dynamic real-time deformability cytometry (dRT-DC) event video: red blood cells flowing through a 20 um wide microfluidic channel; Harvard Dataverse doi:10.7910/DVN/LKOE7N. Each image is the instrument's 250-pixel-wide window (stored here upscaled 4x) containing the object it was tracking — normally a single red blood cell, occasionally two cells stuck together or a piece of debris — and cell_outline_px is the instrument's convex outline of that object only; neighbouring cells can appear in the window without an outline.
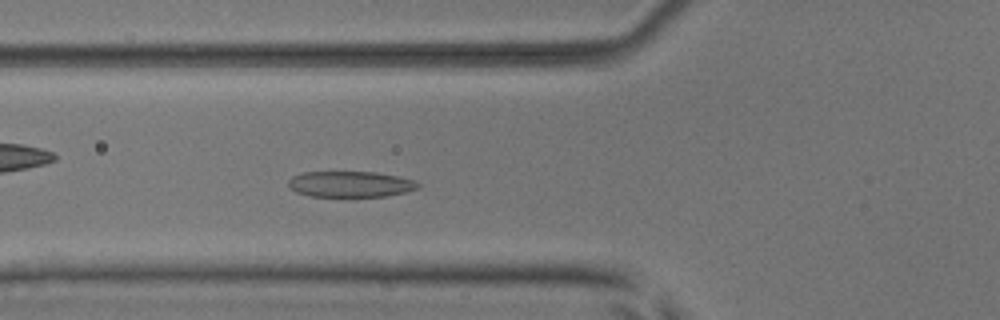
{"species": "common noctule bat (a hibernating species)", "species_latin": "Nyctalus noctula", "temperature_condition": "room temperature", "stored_images_in_passage": 52, "camera_frame_rate_fps": 3000, "um_per_image_px": 0.085, "animal": {"sex": "male", "body_mass_g": 17.9, "forearm_length_mm": 54.2}, "frame": {"image": 1, "passage_image": 18, "time_ms": 5.667, "image_size_px": [1000, 320], "cell_outline_px": [[420, 188], [404, 192], [384, 196], [308, 196], [296, 192], [288, 188], [288, 180], [292, 176], [304, 172], [376, 172], [416, 180], [420, 184]], "centroid_in_image_um": [29.76, 15.65], "position_along_channel_um": 96.0, "area_um2": 19.59}}
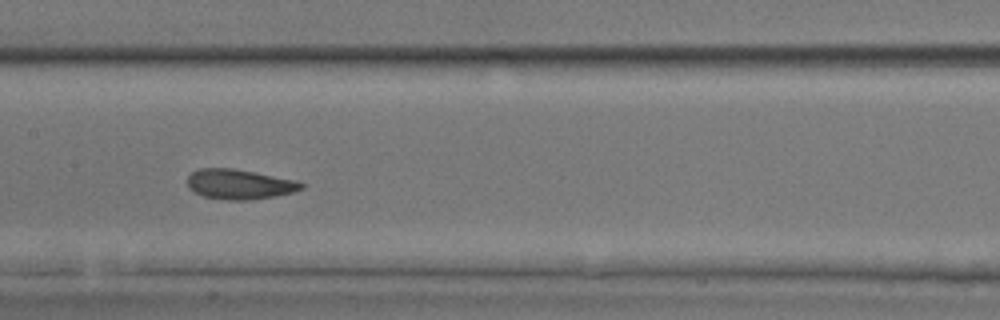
{"frame": {"image": 2, "passage_image": 25, "time_ms": 8.0, "image_size_px": [1000, 320], "cell_outline_px": [[304, 188], [292, 192], [252, 200], [228, 200], [204, 196], [192, 192], [188, 188], [188, 176], [192, 172], [200, 168], [232, 168], [256, 172], [296, 180], [304, 184]], "centroid_in_image_um": [20.33, 15.65], "position_along_channel_um": 187.1, "area_um2": 19.88}}
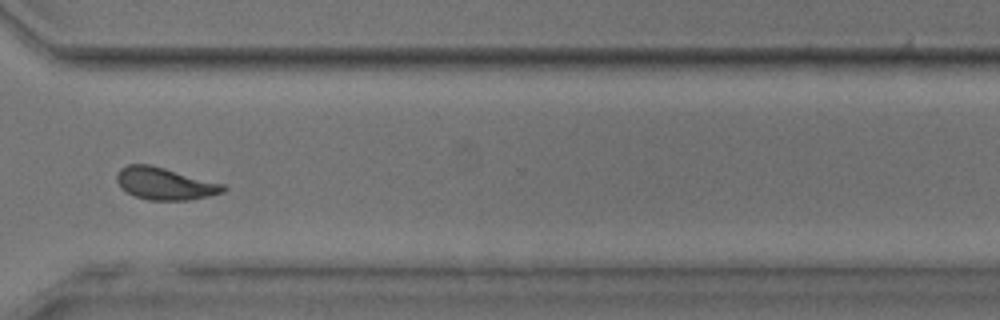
{"frame": {"image": 3, "passage_image": 38, "time_ms": 12.333, "image_size_px": [1000, 320], "cell_outline_px": [[228, 188], [224, 192], [208, 196], [188, 200], [148, 200], [136, 196], [120, 188], [116, 180], [116, 172], [120, 168], [128, 164], [148, 164], [164, 168], [224, 184]], "centroid_in_image_um": [13.99, 15.6], "position_along_channel_um": 356.6, "area_um2": 19.94}, "authors_computed_cell_mechanics": {"area_um2": 19.9121, "velocity_mm_per_s": 3.9119, "shape_relaxation_time_tau1_ms": 2.2948, "shape_relaxation_time_tau2_ms": 1.2828, "deformation_change_tau1": 0.1249, "deformation_change_tau2": 0.087}}